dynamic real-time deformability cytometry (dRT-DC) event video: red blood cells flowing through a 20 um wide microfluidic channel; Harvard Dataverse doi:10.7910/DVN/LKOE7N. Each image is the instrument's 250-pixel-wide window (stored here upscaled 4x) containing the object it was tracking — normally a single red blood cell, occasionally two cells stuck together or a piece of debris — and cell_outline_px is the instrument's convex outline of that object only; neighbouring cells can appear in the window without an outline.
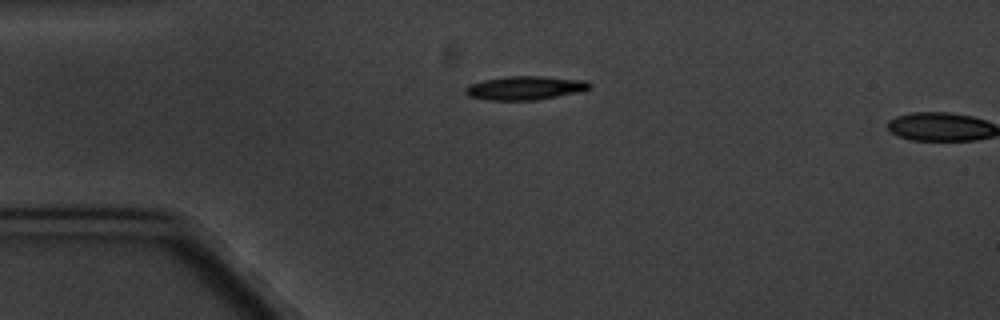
{"species": "common noctule bat (a hibernating species)", "species_latin": "Nyctalus noctula", "temperature_condition": "cold", "stored_images_in_passage": 2, "segment_of_instrument_passage": [1, 2], "camera_frame_rate_fps": 3000, "um_per_image_px": 0.085, "animal": {"sex": "male", "body_mass_g": 20.1, "forearm_length_mm": 53.5}, "frame": {"image": 1, "passage_image": 1, "time_ms": 0.0, "image_size_px": [1000, 320], "cell_outline_px": [[592, 88], [556, 96], [536, 100], [488, 100], [468, 96], [464, 92], [464, 88], [468, 84], [484, 80], [504, 76], [544, 76], [588, 80], [592, 84]], "centroid_in_image_um": [44.6, 7.46], "position_along_channel_um": 40.4, "area_um2": 17.28}}